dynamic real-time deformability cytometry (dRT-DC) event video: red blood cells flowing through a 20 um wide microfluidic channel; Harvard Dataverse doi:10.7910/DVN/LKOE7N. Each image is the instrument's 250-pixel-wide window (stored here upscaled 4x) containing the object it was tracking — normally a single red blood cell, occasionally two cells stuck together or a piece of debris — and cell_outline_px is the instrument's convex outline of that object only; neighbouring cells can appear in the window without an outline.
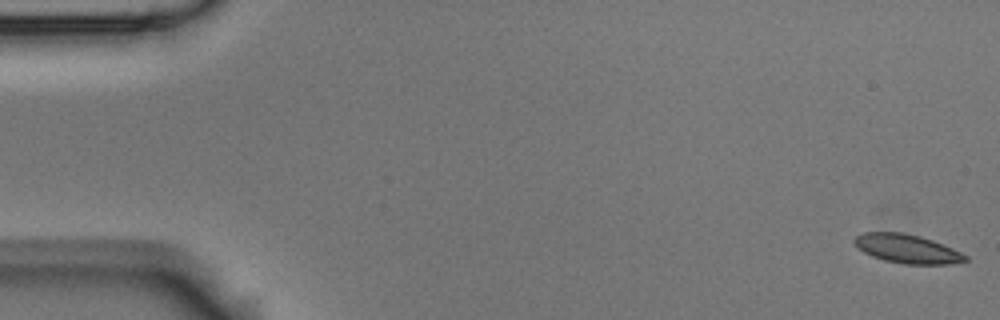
{"species": "Egyptian fruit bat (a non-hibernating species)", "species_latin": "Rousettus aegyptiacus", "temperature_condition": "room temperature", "stored_images_in_passage": 6, "camera_frame_rate_fps": 3000, "um_per_image_px": 0.085, "animal": {"sex": "male"}, "frame": {"image": 1, "passage_image": 1, "time_ms": 0.0, "image_size_px": [1000, 320], "cell_outline_px": [[968, 260], [948, 264], [904, 264], [884, 260], [872, 256], [864, 252], [852, 240], [856, 236], [864, 232], [904, 232], [920, 236], [932, 240], [952, 248], [968, 256]], "centroid_in_image_um": [77.1, 21.14], "position_along_channel_um": 7.9, "area_um2": 18.5}}
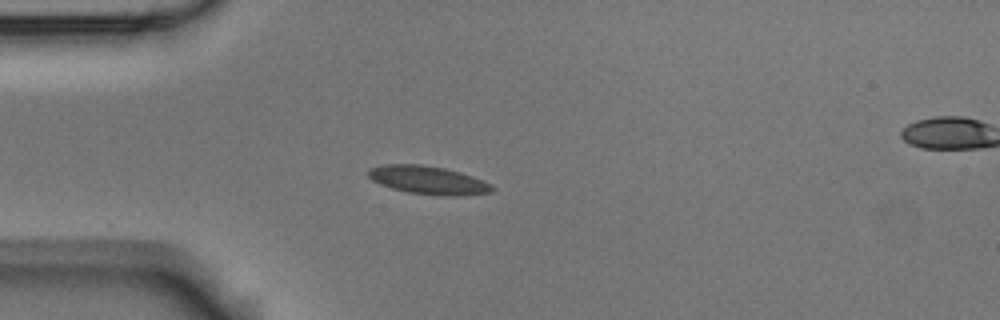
{"frame": {"image": 2, "passage_image": 5, "time_ms": 1.333, "image_size_px": [1000, 320], "cell_outline_px": [[496, 188], [492, 192], [460, 196], [436, 196], [408, 192], [392, 188], [380, 184], [372, 180], [368, 176], [368, 168], [384, 164], [420, 164], [444, 168], [460, 172], [484, 180], [492, 184]], "centroid_in_image_um": [36.42, 15.32], "position_along_channel_um": 48.6, "area_um2": 20.63}}